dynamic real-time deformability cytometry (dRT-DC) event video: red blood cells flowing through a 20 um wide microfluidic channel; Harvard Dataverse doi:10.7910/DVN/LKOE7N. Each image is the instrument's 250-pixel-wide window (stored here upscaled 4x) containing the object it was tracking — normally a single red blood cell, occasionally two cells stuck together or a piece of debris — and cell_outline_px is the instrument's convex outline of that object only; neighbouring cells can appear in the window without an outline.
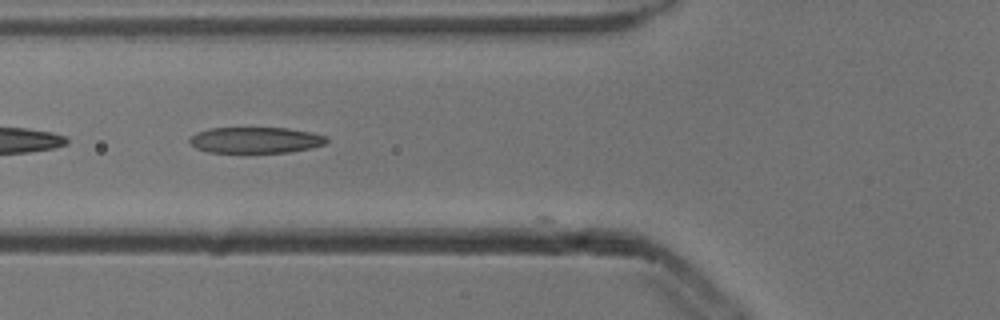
{"species": "common noctule bat (a hibernating species)", "species_latin": "Nyctalus noctula", "temperature_condition": "cold", "stored_images_in_passage": 3, "camera_frame_rate_fps": 3000, "um_per_image_px": 0.085, "animal": {"sex": "male", "body_mass_g": 13.3}, "frame": {"image": 1, "passage_image": 2, "time_ms": 0.333, "image_size_px": [1000, 320], "cell_outline_px": [[328, 140], [324, 144], [312, 148], [288, 152], [208, 152], [196, 148], [188, 144], [188, 140], [196, 132], [208, 128], [288, 128], [312, 132], [328, 136]], "centroid_in_image_um": [21.72, 11.9], "position_along_channel_um": 104.1, "area_um2": 20.92}}